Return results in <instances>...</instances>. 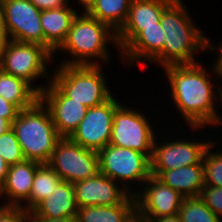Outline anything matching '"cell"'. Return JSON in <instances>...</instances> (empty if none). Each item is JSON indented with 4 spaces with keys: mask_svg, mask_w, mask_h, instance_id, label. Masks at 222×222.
<instances>
[{
    "mask_svg": "<svg viewBox=\"0 0 222 222\" xmlns=\"http://www.w3.org/2000/svg\"><path fill=\"white\" fill-rule=\"evenodd\" d=\"M212 64L208 70L201 61L195 64L168 65L163 68L170 85L169 96L173 100L171 102L175 105L176 111L180 112L181 118L185 119L182 123L185 122L194 133L196 130L204 131L206 127L222 125V114L216 107L217 95L222 86L216 84L215 80L212 81L211 75H217L219 80L221 78L215 63Z\"/></svg>",
    "mask_w": 222,
    "mask_h": 222,
    "instance_id": "1",
    "label": "cell"
},
{
    "mask_svg": "<svg viewBox=\"0 0 222 222\" xmlns=\"http://www.w3.org/2000/svg\"><path fill=\"white\" fill-rule=\"evenodd\" d=\"M109 44L116 48L120 57L116 32L86 12L78 13L72 22L65 42L58 49L60 52L63 51V54H69L70 57L59 64L100 65L101 63L103 65L106 63L107 65L110 62L111 54L108 50V46L109 48L111 46Z\"/></svg>",
    "mask_w": 222,
    "mask_h": 222,
    "instance_id": "2",
    "label": "cell"
},
{
    "mask_svg": "<svg viewBox=\"0 0 222 222\" xmlns=\"http://www.w3.org/2000/svg\"><path fill=\"white\" fill-rule=\"evenodd\" d=\"M185 1L170 4L161 16L165 33L163 46V68L168 65L195 64L196 53L209 50V37L193 20L185 7ZM195 23V24H194Z\"/></svg>",
    "mask_w": 222,
    "mask_h": 222,
    "instance_id": "3",
    "label": "cell"
},
{
    "mask_svg": "<svg viewBox=\"0 0 222 222\" xmlns=\"http://www.w3.org/2000/svg\"><path fill=\"white\" fill-rule=\"evenodd\" d=\"M12 129L26 160L47 164L62 138L53 123L50 111L39 99L33 106L20 110Z\"/></svg>",
    "mask_w": 222,
    "mask_h": 222,
    "instance_id": "4",
    "label": "cell"
},
{
    "mask_svg": "<svg viewBox=\"0 0 222 222\" xmlns=\"http://www.w3.org/2000/svg\"><path fill=\"white\" fill-rule=\"evenodd\" d=\"M100 65H59L52 71L51 81L68 97L86 107L100 105L113 94Z\"/></svg>",
    "mask_w": 222,
    "mask_h": 222,
    "instance_id": "5",
    "label": "cell"
},
{
    "mask_svg": "<svg viewBox=\"0 0 222 222\" xmlns=\"http://www.w3.org/2000/svg\"><path fill=\"white\" fill-rule=\"evenodd\" d=\"M53 57L54 55L41 44L10 40L0 50V69L24 79L41 93L51 81L52 70H48L47 66L54 61ZM39 78H46L47 83L35 85Z\"/></svg>",
    "mask_w": 222,
    "mask_h": 222,
    "instance_id": "6",
    "label": "cell"
},
{
    "mask_svg": "<svg viewBox=\"0 0 222 222\" xmlns=\"http://www.w3.org/2000/svg\"><path fill=\"white\" fill-rule=\"evenodd\" d=\"M97 153L99 171L119 183L131 195H135L151 176V161L144 153L111 144ZM132 183H135L134 187Z\"/></svg>",
    "mask_w": 222,
    "mask_h": 222,
    "instance_id": "7",
    "label": "cell"
},
{
    "mask_svg": "<svg viewBox=\"0 0 222 222\" xmlns=\"http://www.w3.org/2000/svg\"><path fill=\"white\" fill-rule=\"evenodd\" d=\"M126 105L121 104L115 110L109 144L144 153L151 160L158 132L154 131L150 116Z\"/></svg>",
    "mask_w": 222,
    "mask_h": 222,
    "instance_id": "8",
    "label": "cell"
},
{
    "mask_svg": "<svg viewBox=\"0 0 222 222\" xmlns=\"http://www.w3.org/2000/svg\"><path fill=\"white\" fill-rule=\"evenodd\" d=\"M158 133L159 135H156V138L154 139L153 153L150 160L151 175L155 177H157L162 171L199 164L202 161L206 148L211 142H213L211 138L209 140L205 138L204 140L203 138L199 140L197 138L195 139V137H190L191 140L193 139L191 141L187 136L184 139V136L180 134L175 140L173 133H171L172 137H163L164 140L162 141L158 137L161 132L159 131ZM180 136L183 138H178Z\"/></svg>",
    "mask_w": 222,
    "mask_h": 222,
    "instance_id": "9",
    "label": "cell"
},
{
    "mask_svg": "<svg viewBox=\"0 0 222 222\" xmlns=\"http://www.w3.org/2000/svg\"><path fill=\"white\" fill-rule=\"evenodd\" d=\"M62 180L75 183L99 173L96 151L83 148L69 137H62L47 163Z\"/></svg>",
    "mask_w": 222,
    "mask_h": 222,
    "instance_id": "10",
    "label": "cell"
},
{
    "mask_svg": "<svg viewBox=\"0 0 222 222\" xmlns=\"http://www.w3.org/2000/svg\"><path fill=\"white\" fill-rule=\"evenodd\" d=\"M122 103L114 95L104 103L87 109L85 117L69 137L83 148L98 152L109 144L115 110Z\"/></svg>",
    "mask_w": 222,
    "mask_h": 222,
    "instance_id": "11",
    "label": "cell"
},
{
    "mask_svg": "<svg viewBox=\"0 0 222 222\" xmlns=\"http://www.w3.org/2000/svg\"><path fill=\"white\" fill-rule=\"evenodd\" d=\"M135 198L136 218L143 222L178 214L184 199L177 191L152 175L135 194Z\"/></svg>",
    "mask_w": 222,
    "mask_h": 222,
    "instance_id": "12",
    "label": "cell"
},
{
    "mask_svg": "<svg viewBox=\"0 0 222 222\" xmlns=\"http://www.w3.org/2000/svg\"><path fill=\"white\" fill-rule=\"evenodd\" d=\"M10 40L37 43L46 47L41 26V10L29 0H1Z\"/></svg>",
    "mask_w": 222,
    "mask_h": 222,
    "instance_id": "13",
    "label": "cell"
},
{
    "mask_svg": "<svg viewBox=\"0 0 222 222\" xmlns=\"http://www.w3.org/2000/svg\"><path fill=\"white\" fill-rule=\"evenodd\" d=\"M40 100L50 111L61 137H70L85 117L88 107L68 98L52 81L40 93Z\"/></svg>",
    "mask_w": 222,
    "mask_h": 222,
    "instance_id": "14",
    "label": "cell"
},
{
    "mask_svg": "<svg viewBox=\"0 0 222 222\" xmlns=\"http://www.w3.org/2000/svg\"><path fill=\"white\" fill-rule=\"evenodd\" d=\"M73 185L78 207L122 204L131 195L119 183L101 172Z\"/></svg>",
    "mask_w": 222,
    "mask_h": 222,
    "instance_id": "15",
    "label": "cell"
},
{
    "mask_svg": "<svg viewBox=\"0 0 222 222\" xmlns=\"http://www.w3.org/2000/svg\"><path fill=\"white\" fill-rule=\"evenodd\" d=\"M165 33L161 23L158 26L143 27V29L120 51V61L124 65L135 63L144 65L157 64L163 68V46ZM131 63V64H130Z\"/></svg>",
    "mask_w": 222,
    "mask_h": 222,
    "instance_id": "16",
    "label": "cell"
},
{
    "mask_svg": "<svg viewBox=\"0 0 222 222\" xmlns=\"http://www.w3.org/2000/svg\"><path fill=\"white\" fill-rule=\"evenodd\" d=\"M170 4L160 0H131L127 19L116 33L120 51L143 29L158 26L163 11Z\"/></svg>",
    "mask_w": 222,
    "mask_h": 222,
    "instance_id": "17",
    "label": "cell"
},
{
    "mask_svg": "<svg viewBox=\"0 0 222 222\" xmlns=\"http://www.w3.org/2000/svg\"><path fill=\"white\" fill-rule=\"evenodd\" d=\"M40 165L38 162L25 159L9 166L5 183L0 190V201L5 199L1 206L21 207L24 205V202L29 199L34 176Z\"/></svg>",
    "mask_w": 222,
    "mask_h": 222,
    "instance_id": "18",
    "label": "cell"
},
{
    "mask_svg": "<svg viewBox=\"0 0 222 222\" xmlns=\"http://www.w3.org/2000/svg\"><path fill=\"white\" fill-rule=\"evenodd\" d=\"M68 2L65 6L56 9L41 11V26L43 29L46 48L53 54L65 42L74 18L79 13ZM75 9V10H74Z\"/></svg>",
    "mask_w": 222,
    "mask_h": 222,
    "instance_id": "19",
    "label": "cell"
},
{
    "mask_svg": "<svg viewBox=\"0 0 222 222\" xmlns=\"http://www.w3.org/2000/svg\"><path fill=\"white\" fill-rule=\"evenodd\" d=\"M78 206L76 203L74 185L62 180L49 198L40 202L31 212V218L59 219L76 216Z\"/></svg>",
    "mask_w": 222,
    "mask_h": 222,
    "instance_id": "20",
    "label": "cell"
},
{
    "mask_svg": "<svg viewBox=\"0 0 222 222\" xmlns=\"http://www.w3.org/2000/svg\"><path fill=\"white\" fill-rule=\"evenodd\" d=\"M157 178L184 198L198 197L205 186L203 162L162 171Z\"/></svg>",
    "mask_w": 222,
    "mask_h": 222,
    "instance_id": "21",
    "label": "cell"
},
{
    "mask_svg": "<svg viewBox=\"0 0 222 222\" xmlns=\"http://www.w3.org/2000/svg\"><path fill=\"white\" fill-rule=\"evenodd\" d=\"M78 222H133L136 218V198L130 195L122 204L78 207Z\"/></svg>",
    "mask_w": 222,
    "mask_h": 222,
    "instance_id": "22",
    "label": "cell"
},
{
    "mask_svg": "<svg viewBox=\"0 0 222 222\" xmlns=\"http://www.w3.org/2000/svg\"><path fill=\"white\" fill-rule=\"evenodd\" d=\"M0 96L20 110L33 106L40 93L22 78L7 74L0 69Z\"/></svg>",
    "mask_w": 222,
    "mask_h": 222,
    "instance_id": "23",
    "label": "cell"
},
{
    "mask_svg": "<svg viewBox=\"0 0 222 222\" xmlns=\"http://www.w3.org/2000/svg\"><path fill=\"white\" fill-rule=\"evenodd\" d=\"M130 3L131 0H98L86 13L117 33L127 19Z\"/></svg>",
    "mask_w": 222,
    "mask_h": 222,
    "instance_id": "24",
    "label": "cell"
},
{
    "mask_svg": "<svg viewBox=\"0 0 222 222\" xmlns=\"http://www.w3.org/2000/svg\"><path fill=\"white\" fill-rule=\"evenodd\" d=\"M61 181L60 176L48 164H41L36 170L29 199L21 208L31 212L40 202L51 196Z\"/></svg>",
    "mask_w": 222,
    "mask_h": 222,
    "instance_id": "25",
    "label": "cell"
},
{
    "mask_svg": "<svg viewBox=\"0 0 222 222\" xmlns=\"http://www.w3.org/2000/svg\"><path fill=\"white\" fill-rule=\"evenodd\" d=\"M178 215L181 222H222L199 196L184 198Z\"/></svg>",
    "mask_w": 222,
    "mask_h": 222,
    "instance_id": "26",
    "label": "cell"
},
{
    "mask_svg": "<svg viewBox=\"0 0 222 222\" xmlns=\"http://www.w3.org/2000/svg\"><path fill=\"white\" fill-rule=\"evenodd\" d=\"M214 140L203 154L204 179L205 185L222 188V150H214L218 143H215Z\"/></svg>",
    "mask_w": 222,
    "mask_h": 222,
    "instance_id": "27",
    "label": "cell"
},
{
    "mask_svg": "<svg viewBox=\"0 0 222 222\" xmlns=\"http://www.w3.org/2000/svg\"><path fill=\"white\" fill-rule=\"evenodd\" d=\"M0 155L9 165L25 160L21 146L12 128L0 135Z\"/></svg>",
    "mask_w": 222,
    "mask_h": 222,
    "instance_id": "28",
    "label": "cell"
},
{
    "mask_svg": "<svg viewBox=\"0 0 222 222\" xmlns=\"http://www.w3.org/2000/svg\"><path fill=\"white\" fill-rule=\"evenodd\" d=\"M199 197L222 219V188L205 185Z\"/></svg>",
    "mask_w": 222,
    "mask_h": 222,
    "instance_id": "29",
    "label": "cell"
},
{
    "mask_svg": "<svg viewBox=\"0 0 222 222\" xmlns=\"http://www.w3.org/2000/svg\"><path fill=\"white\" fill-rule=\"evenodd\" d=\"M0 222H31L30 212L21 207L0 205Z\"/></svg>",
    "mask_w": 222,
    "mask_h": 222,
    "instance_id": "30",
    "label": "cell"
},
{
    "mask_svg": "<svg viewBox=\"0 0 222 222\" xmlns=\"http://www.w3.org/2000/svg\"><path fill=\"white\" fill-rule=\"evenodd\" d=\"M20 109L0 96V117L7 119L11 124L17 118Z\"/></svg>",
    "mask_w": 222,
    "mask_h": 222,
    "instance_id": "31",
    "label": "cell"
},
{
    "mask_svg": "<svg viewBox=\"0 0 222 222\" xmlns=\"http://www.w3.org/2000/svg\"><path fill=\"white\" fill-rule=\"evenodd\" d=\"M39 10L56 9L65 6L70 0H29Z\"/></svg>",
    "mask_w": 222,
    "mask_h": 222,
    "instance_id": "32",
    "label": "cell"
},
{
    "mask_svg": "<svg viewBox=\"0 0 222 222\" xmlns=\"http://www.w3.org/2000/svg\"><path fill=\"white\" fill-rule=\"evenodd\" d=\"M10 41L6 25L4 22V14L2 1L0 0V50Z\"/></svg>",
    "mask_w": 222,
    "mask_h": 222,
    "instance_id": "33",
    "label": "cell"
},
{
    "mask_svg": "<svg viewBox=\"0 0 222 222\" xmlns=\"http://www.w3.org/2000/svg\"><path fill=\"white\" fill-rule=\"evenodd\" d=\"M209 49L210 52L214 51V53H218L217 60H214V63L216 65L220 78L222 79V41H220L219 45L215 47V45H212L211 39H209Z\"/></svg>",
    "mask_w": 222,
    "mask_h": 222,
    "instance_id": "34",
    "label": "cell"
},
{
    "mask_svg": "<svg viewBox=\"0 0 222 222\" xmlns=\"http://www.w3.org/2000/svg\"><path fill=\"white\" fill-rule=\"evenodd\" d=\"M9 164L0 155V190L3 187L9 170Z\"/></svg>",
    "mask_w": 222,
    "mask_h": 222,
    "instance_id": "35",
    "label": "cell"
},
{
    "mask_svg": "<svg viewBox=\"0 0 222 222\" xmlns=\"http://www.w3.org/2000/svg\"><path fill=\"white\" fill-rule=\"evenodd\" d=\"M31 222H78V220L76 216H71L59 219L31 218Z\"/></svg>",
    "mask_w": 222,
    "mask_h": 222,
    "instance_id": "36",
    "label": "cell"
},
{
    "mask_svg": "<svg viewBox=\"0 0 222 222\" xmlns=\"http://www.w3.org/2000/svg\"><path fill=\"white\" fill-rule=\"evenodd\" d=\"M152 222H181V219L178 214L173 216H162L157 219H154Z\"/></svg>",
    "mask_w": 222,
    "mask_h": 222,
    "instance_id": "37",
    "label": "cell"
},
{
    "mask_svg": "<svg viewBox=\"0 0 222 222\" xmlns=\"http://www.w3.org/2000/svg\"><path fill=\"white\" fill-rule=\"evenodd\" d=\"M12 128V124L5 118L0 117V135L6 133Z\"/></svg>",
    "mask_w": 222,
    "mask_h": 222,
    "instance_id": "38",
    "label": "cell"
},
{
    "mask_svg": "<svg viewBox=\"0 0 222 222\" xmlns=\"http://www.w3.org/2000/svg\"><path fill=\"white\" fill-rule=\"evenodd\" d=\"M78 4L83 7V12H86L98 0H77Z\"/></svg>",
    "mask_w": 222,
    "mask_h": 222,
    "instance_id": "39",
    "label": "cell"
},
{
    "mask_svg": "<svg viewBox=\"0 0 222 222\" xmlns=\"http://www.w3.org/2000/svg\"><path fill=\"white\" fill-rule=\"evenodd\" d=\"M160 1L166 2L168 4H178L184 0H160Z\"/></svg>",
    "mask_w": 222,
    "mask_h": 222,
    "instance_id": "40",
    "label": "cell"
},
{
    "mask_svg": "<svg viewBox=\"0 0 222 222\" xmlns=\"http://www.w3.org/2000/svg\"><path fill=\"white\" fill-rule=\"evenodd\" d=\"M219 95H218V101H221L222 100V87H221V89H220V91H219V93H218ZM221 103V104H220ZM217 102V104H218V106L217 107H221V105H222V101L221 102ZM220 105V106H219Z\"/></svg>",
    "mask_w": 222,
    "mask_h": 222,
    "instance_id": "41",
    "label": "cell"
},
{
    "mask_svg": "<svg viewBox=\"0 0 222 222\" xmlns=\"http://www.w3.org/2000/svg\"><path fill=\"white\" fill-rule=\"evenodd\" d=\"M133 222H143V221H141V220L135 218V219L133 220Z\"/></svg>",
    "mask_w": 222,
    "mask_h": 222,
    "instance_id": "42",
    "label": "cell"
}]
</instances>
